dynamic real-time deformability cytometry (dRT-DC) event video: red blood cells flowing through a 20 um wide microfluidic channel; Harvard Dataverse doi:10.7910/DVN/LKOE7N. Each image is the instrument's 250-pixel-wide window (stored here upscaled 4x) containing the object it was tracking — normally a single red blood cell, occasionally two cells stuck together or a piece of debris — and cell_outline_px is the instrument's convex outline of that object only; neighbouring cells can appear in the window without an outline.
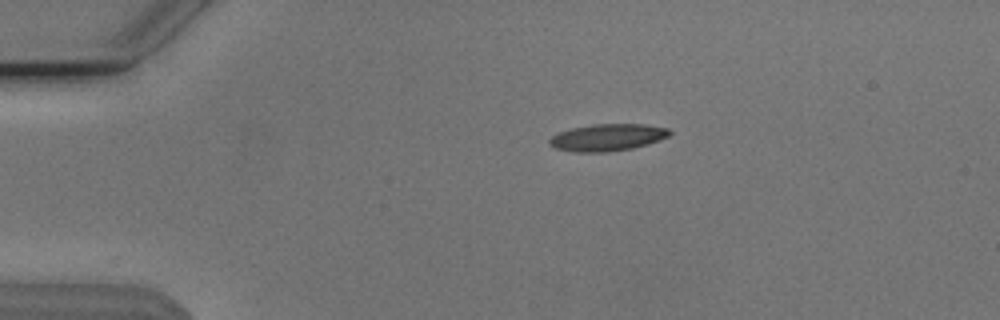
{"species": "Egyptian fruit bat (a non-hibernating species)", "species_latin": "Rousettus aegyptiacus", "temperature_condition": "cold", "stored_images_in_passage": 33, "camera_frame_rate_fps": 3000, "um_per_image_px": 0.085, "animal": {"sex": "male"}, "frame": {"image": 1, "passage_image": 1, "time_ms": 0.0, "image_size_px": [1000, 320], "cell_outline_px": [[672, 132], [668, 136], [632, 148], [608, 152], [572, 152], [556, 148], [548, 144], [548, 140], [552, 136], [560, 132], [572, 128], [592, 124], [644, 124], [668, 128]], "centroid_in_image_um": [51.59, 11.68], "position_along_channel_um": 33.4, "area_um2": 18.73}}
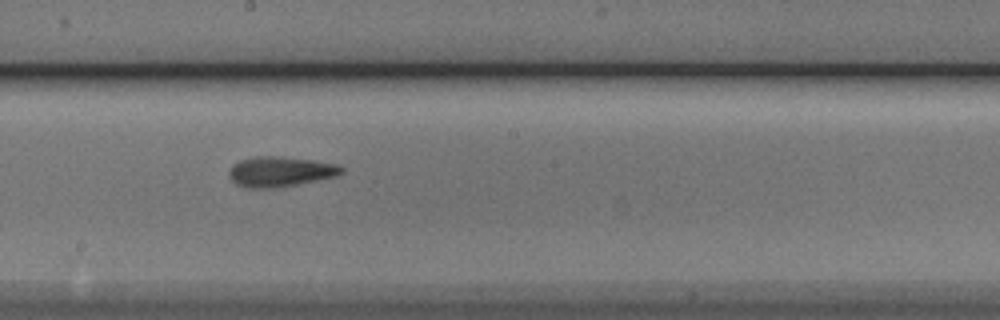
{"frame": {"image": 2, "passage_image": 20, "time_ms": 6.333, "image_size_px": [1000, 320], "cell_outline_px": [[344, 172], [336, 176], [276, 188], [244, 188], [236, 184], [228, 176], [228, 172], [232, 164], [240, 160], [256, 156], [276, 156], [312, 160], [336, 164], [344, 168]], "centroid_in_image_um": [23.78, 14.59], "position_along_channel_um": 224.4, "area_um2": 19.77}}
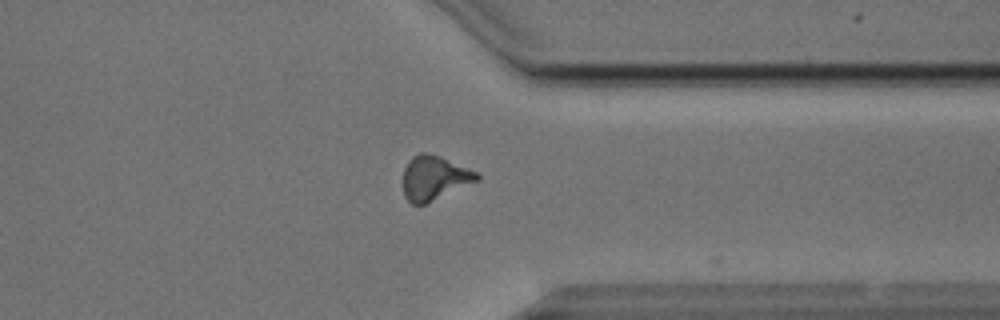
{"frame": {"image": 3, "passage_image": 32, "time_ms": 10.333, "image_size_px": [1000, 320], "cell_outline_px": [[480, 180], [424, 204], [412, 204], [404, 196], [404, 168], [408, 160], [412, 156], [420, 152], [424, 152], [436, 156], [468, 168], [476, 172], [480, 176]], "centroid_in_image_um": [36.9, 15.13], "position_along_channel_um": 374.5, "area_um2": 18.67}}